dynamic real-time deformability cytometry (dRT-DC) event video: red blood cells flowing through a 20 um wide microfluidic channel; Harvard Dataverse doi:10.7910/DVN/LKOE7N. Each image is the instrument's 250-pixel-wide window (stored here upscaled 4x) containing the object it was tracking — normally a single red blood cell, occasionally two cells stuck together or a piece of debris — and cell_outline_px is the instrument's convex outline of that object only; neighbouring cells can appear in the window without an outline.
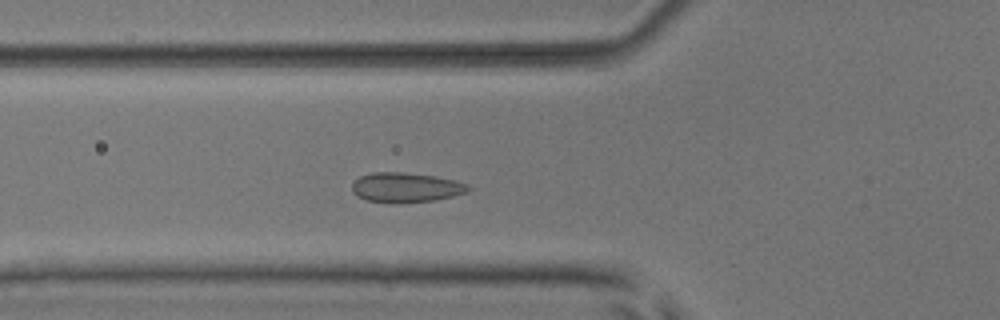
{"species": "common noctule bat (a hibernating species)", "species_latin": "Nyctalus noctula", "temperature_condition": "room temperature", "stored_images_in_passage": 48, "camera_frame_rate_fps": 3000, "um_per_image_px": 0.085, "animal": {"sex": "male", "body_mass_g": 17.9, "forearm_length_mm": 54.2}, "frame": {"image": 1, "passage_image": 15, "time_ms": 4.667, "image_size_px": [1000, 320], "cell_outline_px": [[472, 188], [468, 192], [452, 196], [432, 200], [396, 204], [368, 200], [356, 196], [352, 192], [352, 184], [360, 176], [376, 172], [400, 172], [436, 176], [456, 180], [468, 184]], "centroid_in_image_um": [34.51, 15.94], "position_along_channel_um": 91.3, "area_um2": 20.23}}
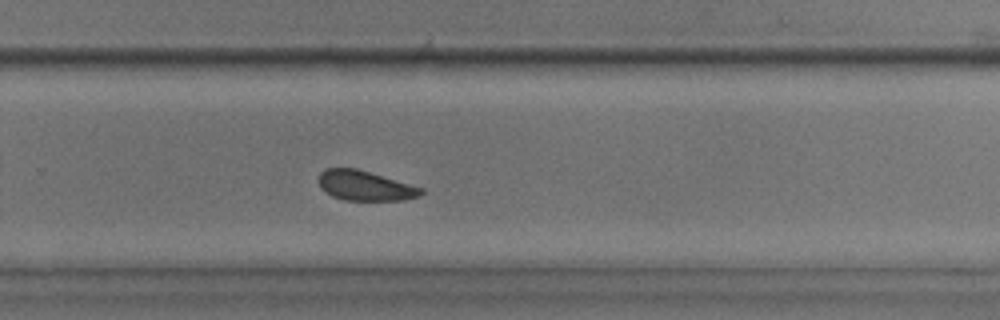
{"frame": {"image": 2, "passage_image": 31, "time_ms": 10.0, "image_size_px": [1000, 320], "cell_outline_px": [[424, 192], [420, 196], [400, 200], [344, 200], [332, 196], [324, 192], [320, 188], [316, 180], [320, 172], [324, 168], [356, 168], [424, 188]], "centroid_in_image_um": [30.97, 15.78], "position_along_channel_um": 298.8, "area_um2": 18.03}}
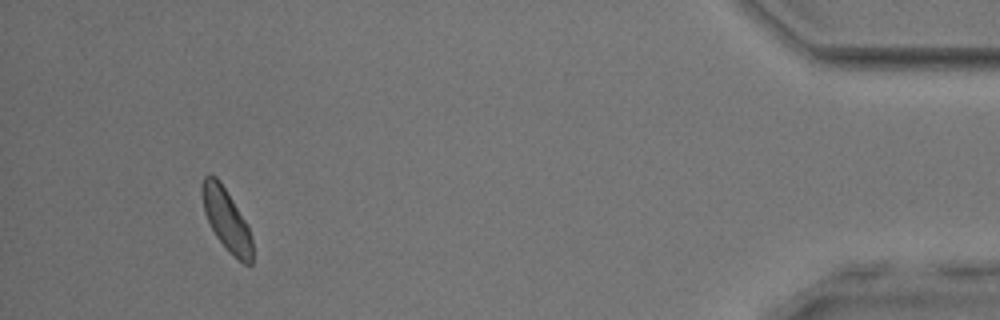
{"frame": {"image": 3, "passage_image": 45, "time_ms": 14.667, "image_size_px": [1000, 320], "cell_outline_px": [[252, 264], [244, 264], [228, 252], [216, 236], [204, 212], [200, 192], [200, 184], [204, 176], [216, 176], [220, 180], [244, 220], [248, 228], [252, 240]], "centroid_in_image_um": [19.21, 18.66], "position_along_channel_um": 416.0, "area_um2": 17.98}, "authors_computed_cell_mechanics": {"area_um2": 18.8139, "velocity_mm_per_s": 3.9035, "shape_relaxation_time_tau1_ms": null, "shape_relaxation_time_tau2_ms": 1.2074, "deformation_change_tau1": null, "deformation_change_tau2": 0.047}}